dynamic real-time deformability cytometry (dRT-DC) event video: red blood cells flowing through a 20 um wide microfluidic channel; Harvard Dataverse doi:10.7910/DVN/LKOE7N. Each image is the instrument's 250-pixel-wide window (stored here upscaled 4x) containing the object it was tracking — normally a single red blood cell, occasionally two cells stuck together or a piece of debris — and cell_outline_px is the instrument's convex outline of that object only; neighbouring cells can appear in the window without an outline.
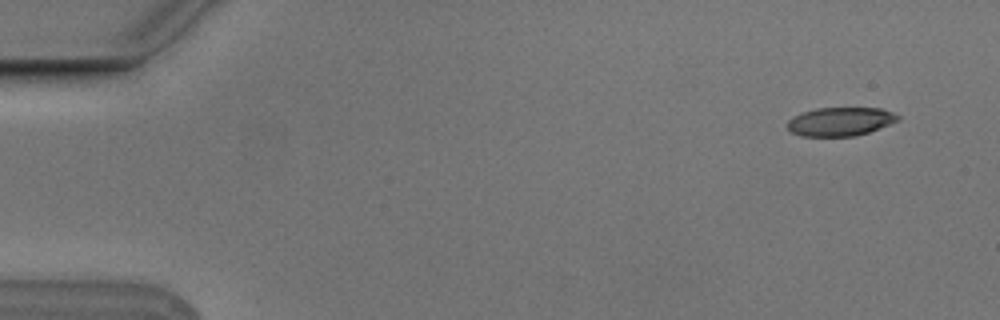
{"species": "Egyptian fruit bat (a non-hibernating species)", "species_latin": "Rousettus aegyptiacus", "temperature_condition": "cold", "stored_images_in_passage": 11, "camera_frame_rate_fps": 3000, "um_per_image_px": 0.085, "animal": {"sex": "male"}, "frame": {"image": 1, "passage_image": 2, "time_ms": 0.333, "image_size_px": [1000, 320], "cell_outline_px": [[900, 120], [868, 132], [856, 136], [800, 136], [792, 132], [788, 128], [788, 120], [804, 112], [816, 108], [880, 108], [892, 112], [900, 116]], "centroid_in_image_um": [71.45, 10.33], "position_along_channel_um": 13.5, "area_um2": 18.26}}
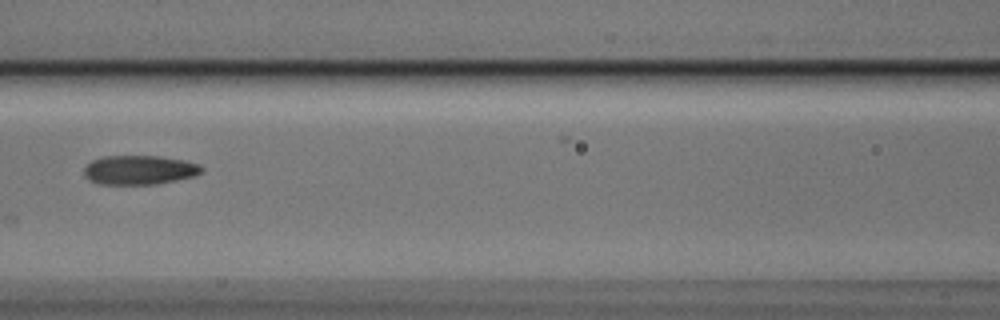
{"frame": {"image": 2, "passage_image": 7, "time_ms": 2.0, "image_size_px": [1000, 320], "cell_outline_px": [[204, 172], [196, 176], [156, 184], [100, 184], [88, 180], [84, 176], [84, 168], [92, 160], [104, 156], [160, 156], [184, 160], [200, 164], [204, 168]], "centroid_in_image_um": [11.88, 14.45], "position_along_channel_um": 154.7, "area_um2": 20.23}}
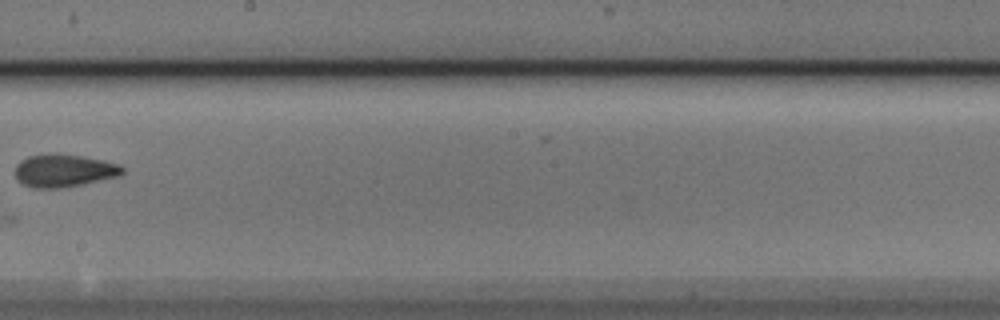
{"frame": {"image": 3, "passage_image": 9, "time_ms": 2.667, "image_size_px": [1000, 320], "cell_outline_px": [[124, 172], [120, 176], [84, 184], [60, 188], [32, 188], [24, 184], [16, 176], [16, 164], [20, 160], [28, 156], [80, 156], [120, 164], [124, 168]], "centroid_in_image_um": [5.48, 14.54], "position_along_channel_um": 242.7, "area_um2": 19.83}}